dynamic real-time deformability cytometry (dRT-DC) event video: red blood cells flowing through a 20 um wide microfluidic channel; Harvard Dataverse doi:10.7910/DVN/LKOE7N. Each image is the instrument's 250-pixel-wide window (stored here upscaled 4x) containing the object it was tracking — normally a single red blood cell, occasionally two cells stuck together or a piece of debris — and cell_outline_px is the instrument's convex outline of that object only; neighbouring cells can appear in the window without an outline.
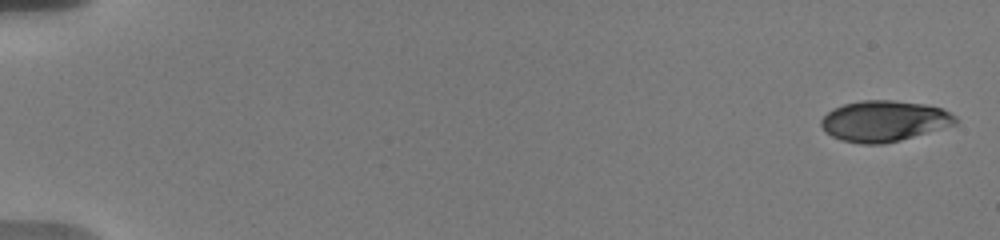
{"species": "human", "species_latin": "Homo sapiens", "temperature_condition": "warm", "stored_images_in_passage": 21, "camera_frame_rate_fps": 3000, "um_per_image_px": 0.085, "donor": {"sex": "male"}, "frame": {"image": 1, "passage_image": 1, "time_ms": 0.0, "image_size_px": [1000, 240], "cell_outline_px": [[956, 124], [900, 140], [880, 144], [864, 144], [840, 140], [824, 132], [820, 124], [820, 120], [828, 112], [844, 104], [860, 100], [892, 100], [924, 104], [940, 108], [956, 116]], "centroid_in_image_um": [75.11, 10.29], "position_along_channel_um": 9.9, "area_um2": 31.73}}
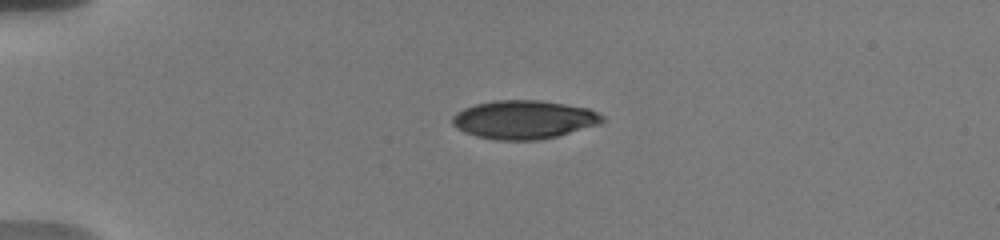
{"frame": {"image": 2, "passage_image": 17, "time_ms": 4.333, "image_size_px": [1000, 240], "cell_outline_px": [[604, 120], [600, 124], [556, 136], [540, 140], [496, 140], [476, 136], [464, 132], [456, 128], [452, 124], [452, 116], [456, 112], [464, 108], [476, 104], [496, 100], [540, 100], [588, 108], [604, 116]], "centroid_in_image_um": [44.51, 10.17], "position_along_channel_um": 40.5, "area_um2": 33.64}}